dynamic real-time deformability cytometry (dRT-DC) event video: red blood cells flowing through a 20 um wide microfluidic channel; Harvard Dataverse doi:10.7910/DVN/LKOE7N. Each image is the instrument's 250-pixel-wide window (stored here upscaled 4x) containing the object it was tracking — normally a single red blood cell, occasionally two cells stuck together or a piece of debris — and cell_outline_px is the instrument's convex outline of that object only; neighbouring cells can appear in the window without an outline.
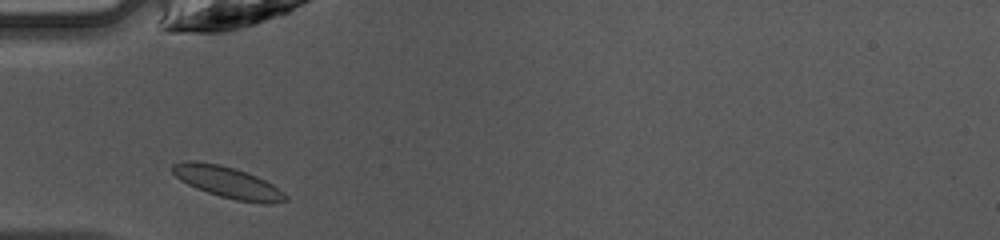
{"species": "common noctule bat (a hibernating species)", "species_latin": "Nyctalus noctula", "temperature_condition": "warm", "stored_images_in_passage": 26, "camera_frame_rate_fps": 3000, "um_per_image_px": 0.085, "animal": {"sex": "female", "body_mass_g": 10.0, "forearm_length_mm": 53.1}, "frame": {"image": 1, "passage_image": 1, "time_ms": 0.0, "image_size_px": [1000, 240], "cell_outline_px": [[288, 200], [272, 204], [268, 204], [236, 200], [220, 196], [196, 188], [180, 180], [172, 172], [172, 164], [184, 160], [196, 160], [220, 164], [248, 172], [272, 184], [284, 192], [288, 196]], "centroid_in_image_um": [19.35, 15.48], "position_along_channel_um": 65.6, "area_um2": 20.81}}
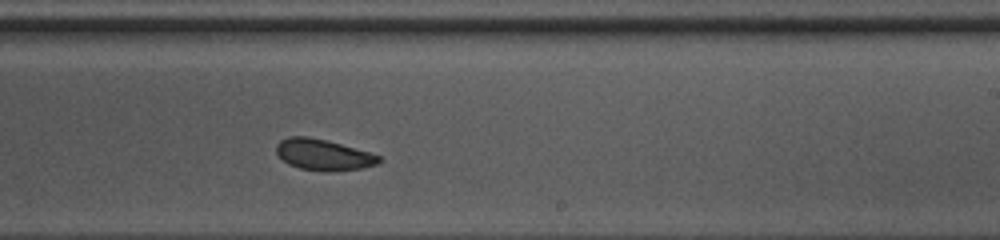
{"frame": {"image": 2, "passage_image": 15, "time_ms": 4.667, "image_size_px": [1000, 240], "cell_outline_px": [[384, 160], [376, 164], [360, 168], [300, 168], [288, 164], [276, 152], [276, 144], [280, 140], [288, 136], [308, 136], [340, 144], [368, 152], [380, 156]], "centroid_in_image_um": [27.44, 13.09], "position_along_channel_um": 261.6, "area_um2": 17.51}}
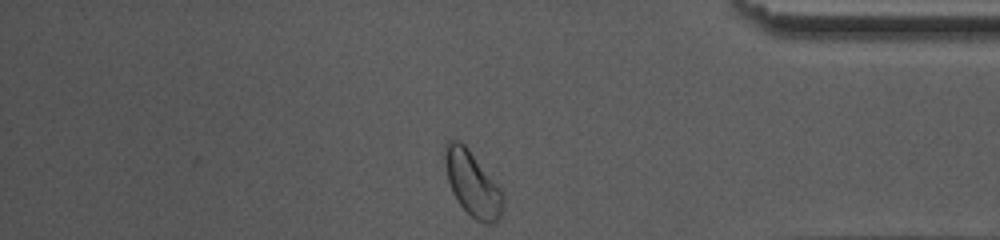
{"frame": {"image": 3, "passage_image": 26, "time_ms": 8.333, "image_size_px": [1000, 240], "cell_outline_px": [[504, 204], [500, 216], [492, 224], [488, 224], [476, 220], [456, 200], [452, 192], [448, 180], [444, 164], [444, 144], [448, 140], [460, 140], [468, 148], [500, 188], [504, 196]], "centroid_in_image_um": [40.14, 15.59], "position_along_channel_um": 395.1, "area_um2": 21.91}, "authors_computed_cell_mechanics": {"area_um2": 18.9873, "velocity_mm_per_s": 4.211, "shape_relaxation_time_tau1_ms": 3.6579, "shape_relaxation_time_tau2_ms": null, "deformation_change_tau1": 0.0849, "deformation_change_tau2": null}}